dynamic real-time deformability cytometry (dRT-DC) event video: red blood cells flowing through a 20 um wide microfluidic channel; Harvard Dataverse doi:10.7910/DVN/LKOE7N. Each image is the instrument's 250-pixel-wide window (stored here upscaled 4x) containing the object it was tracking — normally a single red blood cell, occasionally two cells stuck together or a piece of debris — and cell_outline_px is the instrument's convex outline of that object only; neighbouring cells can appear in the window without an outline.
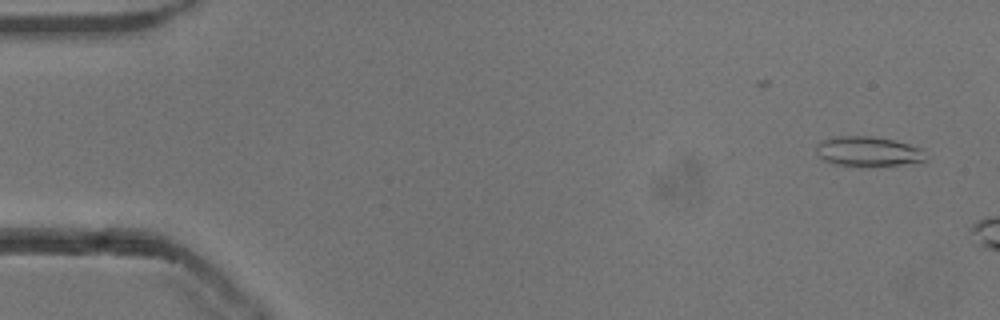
{"species": "common noctule bat (a hibernating species)", "species_latin": "Nyctalus noctula", "temperature_condition": "cold", "stored_images_in_passage": 8, "camera_frame_rate_fps": 3000, "um_per_image_px": 0.085, "animal": {"sex": "male", "body_mass_g": 13.3}, "frame": {"image": 1, "passage_image": 2, "time_ms": 0.333, "image_size_px": [1000, 320], "cell_outline_px": [[928, 160], [900, 164], [836, 164], [824, 160], [816, 152], [816, 144], [824, 140], [840, 136], [872, 136], [892, 140], [908, 144], [920, 148]], "centroid_in_image_um": [73.77, 12.84], "position_along_channel_um": 11.2, "area_um2": 18.15}}